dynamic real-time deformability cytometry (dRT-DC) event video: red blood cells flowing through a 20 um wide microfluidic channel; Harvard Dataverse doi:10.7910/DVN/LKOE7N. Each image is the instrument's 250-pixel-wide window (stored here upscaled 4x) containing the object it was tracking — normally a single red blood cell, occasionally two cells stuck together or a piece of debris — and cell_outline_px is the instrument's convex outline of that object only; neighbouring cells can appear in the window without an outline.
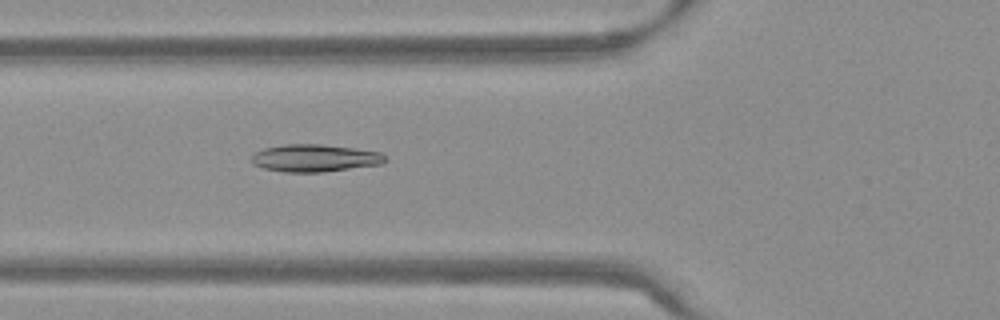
{"species": "Egyptian fruit bat (a non-hibernating species)", "species_latin": "Rousettus aegyptiacus", "temperature_condition": "warm", "stored_images_in_passage": 39, "camera_frame_rate_fps": 3000, "um_per_image_px": 0.085, "frame": {"image": 1, "passage_image": 6, "time_ms": 1.667, "image_size_px": [1000, 320], "cell_outline_px": [[388, 160], [380, 164], [324, 172], [284, 172], [264, 168], [252, 164], [252, 156], [256, 152], [264, 148], [284, 144], [320, 144], [352, 148], [380, 152]], "centroid_in_image_um": [26.74, 13.44], "position_along_channel_um": 99.1, "area_um2": 21.21}}
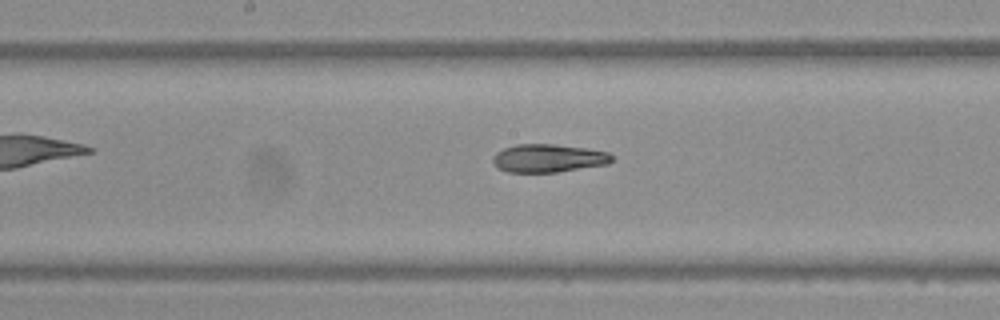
{"frame": {"image": 2, "passage_image": 14, "time_ms": 4.333, "image_size_px": [1000, 320], "cell_outline_px": [[612, 160], [608, 164], [556, 172], [508, 172], [500, 168], [492, 160], [492, 156], [496, 152], [504, 148], [516, 144], [552, 144], [588, 148], [608, 152], [612, 156]], "centroid_in_image_um": [46.61, 13.44], "position_along_channel_um": 201.6, "area_um2": 19.42}}
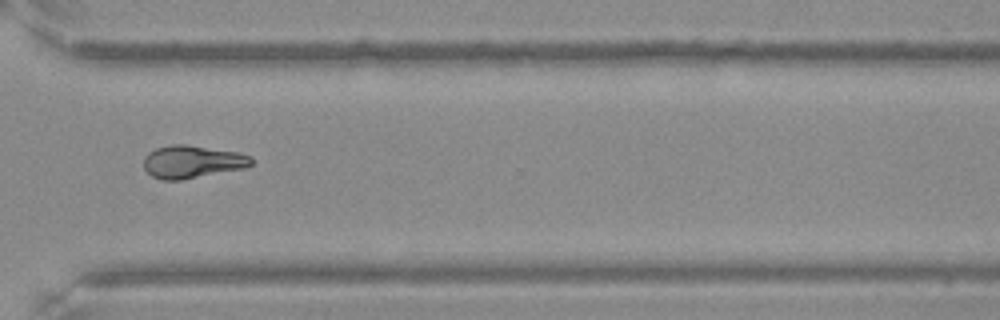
{"frame": {"image": 3, "passage_image": 26, "time_ms": 8.333, "image_size_px": [1000, 320], "cell_outline_px": [[252, 164], [248, 168], [180, 180], [160, 180], [152, 176], [144, 168], [144, 156], [148, 152], [156, 148], [172, 144], [184, 144], [236, 152], [252, 156]], "centroid_in_image_um": [16.34, 13.76], "position_along_channel_um": 354.3, "area_um2": 20.63}, "authors_computed_cell_mechanics": {"area_um2": 19.8254, "velocity_mm_per_s": 3.8198, "shape_relaxation_time_tau1_ms": null, "shape_relaxation_time_tau2_ms": 5.7213, "deformation_change_tau1": null, "deformation_change_tau2": 0.0984}}